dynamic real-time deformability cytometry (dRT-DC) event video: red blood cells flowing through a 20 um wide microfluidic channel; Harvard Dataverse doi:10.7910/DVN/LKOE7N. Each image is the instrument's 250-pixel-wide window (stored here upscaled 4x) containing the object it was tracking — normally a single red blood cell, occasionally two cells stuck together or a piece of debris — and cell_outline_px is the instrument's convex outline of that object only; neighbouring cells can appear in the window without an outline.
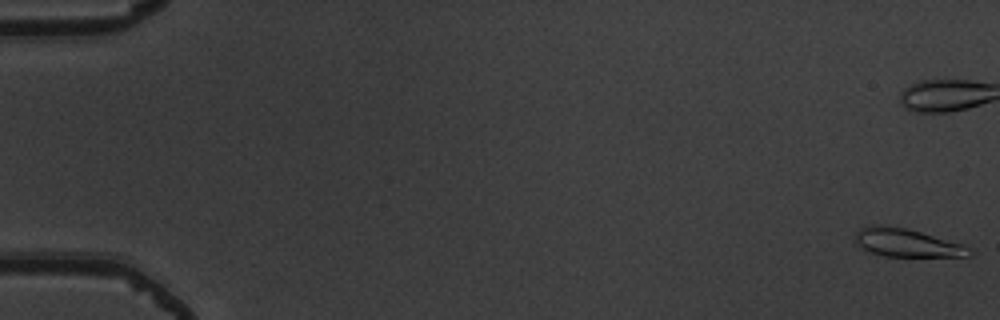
{"species": "common noctule bat (a hibernating species)", "species_latin": "Nyctalus noctula", "temperature_condition": "warm", "stored_images_in_passage": 55, "camera_frame_rate_fps": 3000, "um_per_image_px": 0.085, "animal": {"sex": "male", "body_mass_g": 19.5, "forearm_length_mm": 54.6}, "frame": {"image": 1, "passage_image": 1, "time_ms": 0.0, "image_size_px": [1000, 320], "cell_outline_px": [[972, 256], [884, 256], [860, 248], [852, 240], [856, 232], [860, 228], [872, 224], [904, 228], [920, 232], [960, 244], [968, 248], [972, 252]], "centroid_in_image_um": [76.97, 20.64], "position_along_channel_um": 8.0, "area_um2": 18.44}}
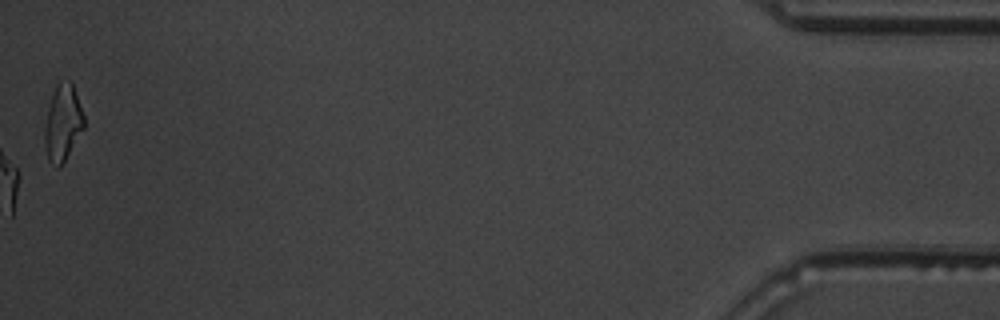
{"frame": {"image": 2, "passage_image": 55, "time_ms": 18.0, "image_size_px": [1000, 320], "cell_outline_px": [[84, 128], [64, 160], [56, 168], [48, 160], [44, 144], [44, 128], [48, 108], [52, 92], [56, 84], [60, 80], [72, 80], [84, 116]], "centroid_in_image_um": [5.32, 10.38], "position_along_channel_um": 429.9, "area_um2": 17.51}, "authors_computed_cell_mechanics": {"area_um2": 17.5134, "velocity_mm_per_s": 3.8632, "shape_relaxation_time_tau1_ms": 5.8852, "shape_relaxation_time_tau2_ms": 4.3322, "deformation_change_tau1": 0.1663, "deformation_change_tau2": 0.1332}}